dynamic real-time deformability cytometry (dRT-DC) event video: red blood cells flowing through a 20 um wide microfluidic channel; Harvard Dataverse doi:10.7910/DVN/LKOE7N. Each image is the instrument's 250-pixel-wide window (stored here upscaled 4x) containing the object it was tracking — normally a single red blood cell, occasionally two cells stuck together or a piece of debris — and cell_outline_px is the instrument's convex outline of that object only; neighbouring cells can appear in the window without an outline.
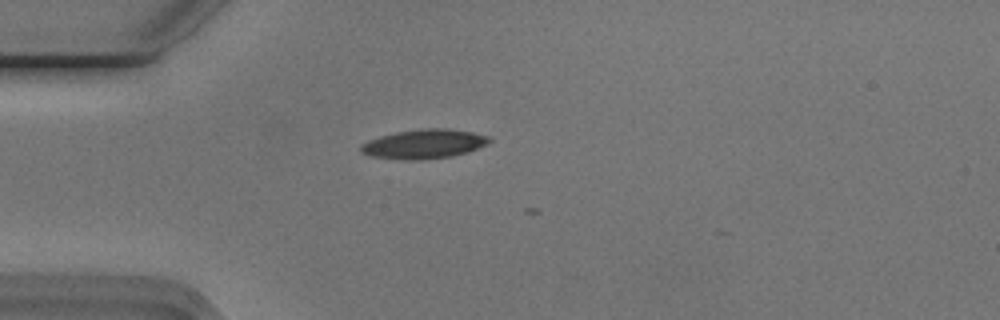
{"species": "Egyptian fruit bat (a non-hibernating species)", "species_latin": "Rousettus aegyptiacus", "temperature_condition": "cold", "stored_images_in_passage": 4, "camera_frame_rate_fps": 3000, "um_per_image_px": 0.085, "animal": {"sex": "male"}, "frame": {"image": 1, "passage_image": 2, "time_ms": 0.333, "image_size_px": [1000, 320], "cell_outline_px": [[492, 140], [488, 144], [468, 152], [452, 156], [424, 160], [400, 160], [372, 156], [360, 152], [360, 144], [368, 140], [380, 136], [396, 132], [420, 128], [444, 128], [472, 132], [488, 136]], "centroid_in_image_um": [36.03, 12.24], "position_along_channel_um": 49.0, "area_um2": 22.14}}